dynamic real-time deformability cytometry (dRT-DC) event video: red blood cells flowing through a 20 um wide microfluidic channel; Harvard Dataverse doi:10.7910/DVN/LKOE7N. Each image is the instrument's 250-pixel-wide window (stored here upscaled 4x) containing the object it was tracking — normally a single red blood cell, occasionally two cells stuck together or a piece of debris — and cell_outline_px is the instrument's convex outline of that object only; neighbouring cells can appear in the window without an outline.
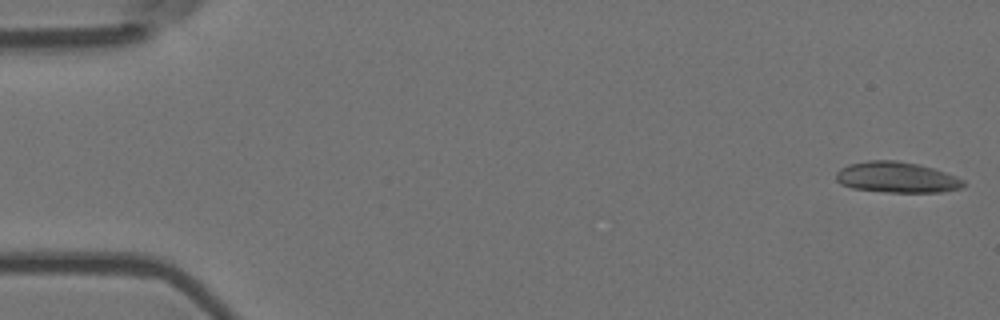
{"species": "Egyptian fruit bat (a non-hibernating species)", "species_latin": "Rousettus aegyptiacus", "temperature_condition": "room temperature", "stored_images_in_passage": 55, "camera_frame_rate_fps": 3000, "um_per_image_px": 0.085, "animal": {"sex": "female"}, "frame": {"image": 1, "passage_image": 1, "time_ms": 0.0, "image_size_px": [1000, 320], "cell_outline_px": [[968, 184], [960, 188], [940, 192], [884, 192], [852, 188], [840, 184], [836, 180], [836, 172], [840, 168], [848, 164], [868, 160], [896, 160], [920, 164], [956, 176], [964, 180]], "centroid_in_image_um": [76.21, 15.07], "position_along_channel_um": 8.8, "area_um2": 23.06}}
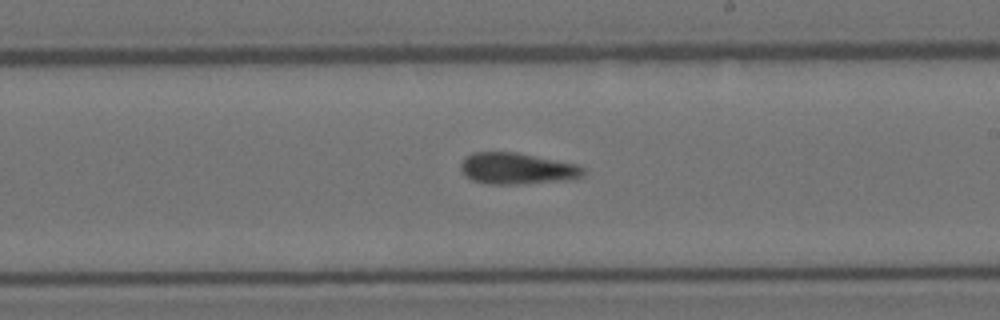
{"frame": {"image": 2, "passage_image": 32, "time_ms": 10.333, "image_size_px": [1000, 320], "cell_outline_px": [[588, 172], [584, 176], [576, 180], [520, 184], [488, 184], [472, 180], [464, 176], [460, 172], [460, 164], [464, 156], [472, 152], [516, 152], [576, 164], [584, 168]], "centroid_in_image_um": [43.96, 14.34], "position_along_channel_um": 245.0, "area_um2": 23.0}}
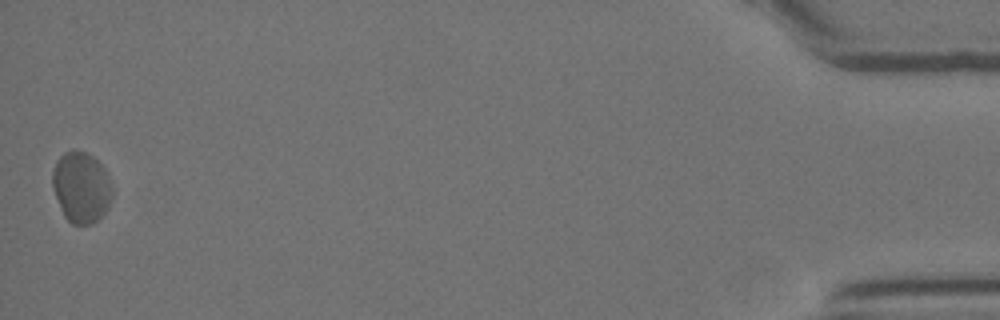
{"frame": {"image": 3, "passage_image": 55, "time_ms": 18.0, "image_size_px": [1000, 320], "cell_outline_px": [[112, 196], [108, 208], [92, 224], [72, 224], [64, 216], [60, 208], [52, 188], [52, 172], [56, 160], [64, 152], [72, 148], [76, 148], [92, 156], [104, 168], [112, 184]], "centroid_in_image_um": [6.88, 15.89], "position_along_channel_um": 428.3, "area_um2": 24.91}, "authors_computed_cell_mechanics": {"area_um2": 22.7154, "velocity_mm_per_s": 3.6144, "shape_relaxation_time_tau1_ms": null, "shape_relaxation_time_tau2_ms": 4.3449, "deformation_change_tau1": null, "deformation_change_tau2": 0.1181}}